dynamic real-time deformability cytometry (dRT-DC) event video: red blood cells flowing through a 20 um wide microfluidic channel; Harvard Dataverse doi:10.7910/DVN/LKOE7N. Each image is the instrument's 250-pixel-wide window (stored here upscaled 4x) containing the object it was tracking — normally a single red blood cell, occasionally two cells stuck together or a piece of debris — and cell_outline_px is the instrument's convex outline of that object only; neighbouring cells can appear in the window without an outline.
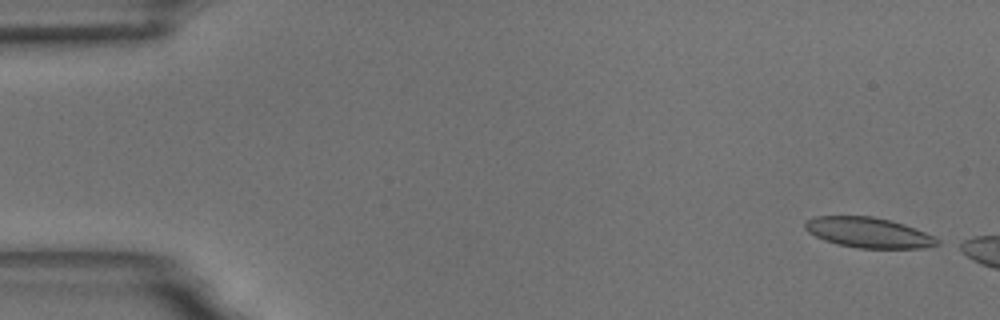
{"species": "common noctule bat (a hibernating species)", "species_latin": "Nyctalus noctula", "temperature_condition": "room temperature", "stored_images_in_passage": 6, "camera_frame_rate_fps": 3000, "um_per_image_px": 0.085, "animal": {"sex": "male", "body_mass_g": 18.8}, "frame": {"image": 1, "passage_image": 1, "time_ms": 0.0, "image_size_px": [1000, 320], "cell_outline_px": [[940, 244], [924, 248], [860, 248], [836, 244], [824, 240], [808, 232], [804, 228], [804, 224], [812, 216], [872, 216], [904, 224], [924, 232], [940, 240]], "centroid_in_image_um": [73.8, 19.77], "position_along_channel_um": 11.2, "area_um2": 23.24}}